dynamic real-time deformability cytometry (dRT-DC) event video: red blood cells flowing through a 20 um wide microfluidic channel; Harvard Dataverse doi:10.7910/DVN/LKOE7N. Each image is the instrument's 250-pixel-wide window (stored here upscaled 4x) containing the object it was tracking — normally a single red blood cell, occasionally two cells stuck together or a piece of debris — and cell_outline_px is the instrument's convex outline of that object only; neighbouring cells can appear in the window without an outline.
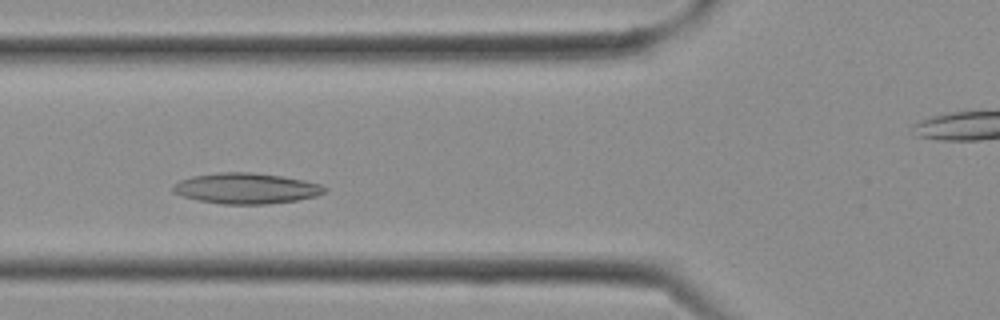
{"species": "Egyptian fruit bat (a non-hibernating species)", "species_latin": "Rousettus aegyptiacus", "temperature_condition": "cold", "stored_images_in_passage": 12, "camera_frame_rate_fps": 3000, "um_per_image_px": 0.085, "frame": {"image": 1, "passage_image": 7, "time_ms": 2.0, "image_size_px": [1000, 320], "cell_outline_px": [[328, 192], [316, 196], [296, 200], [268, 204], [224, 204], [200, 200], [184, 196], [172, 192], [172, 184], [180, 180], [192, 176], [216, 172], [252, 172], [284, 176], [304, 180], [320, 184], [328, 188]], "centroid_in_image_um": [20.95, 16.0], "position_along_channel_um": 104.9, "area_um2": 27.28}}
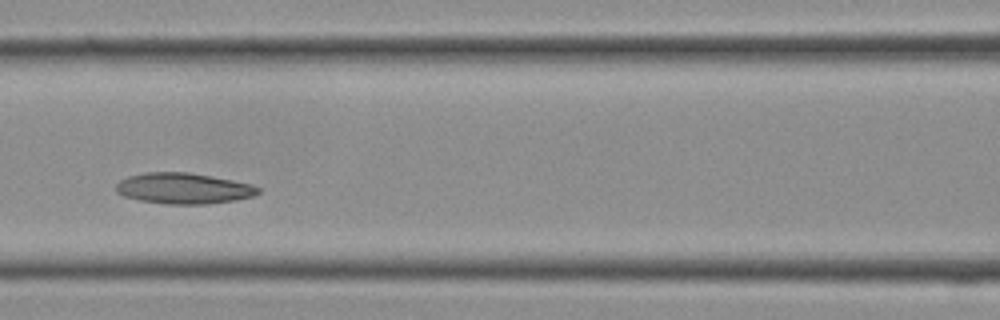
{"frame": {"image": 2, "passage_image": 9, "time_ms": 2.667, "image_size_px": [1000, 320], "cell_outline_px": [[260, 192], [252, 196], [236, 200], [208, 204], [164, 204], [140, 200], [124, 196], [116, 192], [116, 184], [120, 180], [128, 176], [144, 172], [188, 172], [212, 176], [252, 184], [260, 188]], "centroid_in_image_um": [15.59, 16.01], "position_along_channel_um": 151.0, "area_um2": 25.66}}
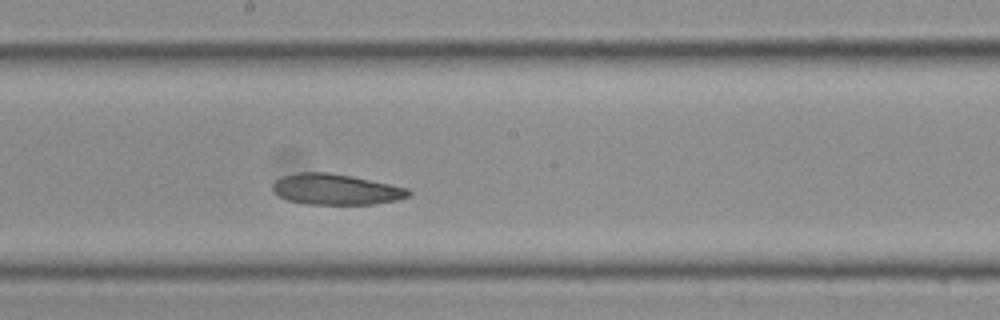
{"frame": {"image": 3, "passage_image": 12, "time_ms": 3.667, "image_size_px": [1000, 320], "cell_outline_px": [[412, 192], [408, 196], [396, 200], [376, 204], [308, 204], [288, 200], [280, 196], [272, 188], [272, 184], [276, 180], [284, 176], [296, 172], [328, 172], [352, 176], [408, 188]], "centroid_in_image_um": [28.56, 16.09], "position_along_channel_um": 219.6, "area_um2": 24.22}}